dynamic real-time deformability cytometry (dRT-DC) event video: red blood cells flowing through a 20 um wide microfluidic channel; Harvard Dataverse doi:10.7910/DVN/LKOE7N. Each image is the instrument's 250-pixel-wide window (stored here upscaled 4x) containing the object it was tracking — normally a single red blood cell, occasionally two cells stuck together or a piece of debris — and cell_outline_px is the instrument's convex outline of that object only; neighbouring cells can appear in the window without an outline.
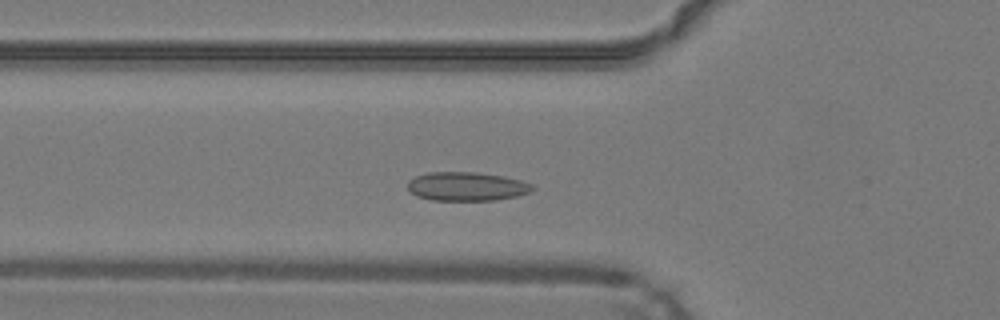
{"species": "common noctule bat (a hibernating species)", "species_latin": "Nyctalus noctula", "temperature_condition": "warm", "stored_images_in_passage": 42, "camera_frame_rate_fps": 3000, "um_per_image_px": 0.085, "animal": {"sex": "male", "body_mass_g": 19.2, "forearm_length_mm": 51.8}, "frame": {"image": 1, "passage_image": 10, "time_ms": 3.0, "image_size_px": [1000, 320], "cell_outline_px": [[536, 188], [528, 192], [516, 196], [496, 200], [432, 200], [416, 196], [408, 188], [408, 180], [416, 176], [428, 172], [476, 172], [504, 176], [520, 180], [532, 184]], "centroid_in_image_um": [39.66, 15.84], "position_along_channel_um": 86.1, "area_um2": 20.92}}
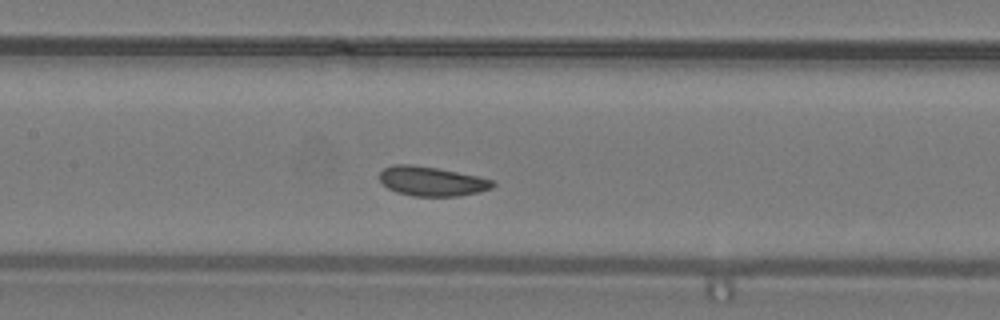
{"frame": {"image": 2, "passage_image": 16, "time_ms": 5.0, "image_size_px": [1000, 320], "cell_outline_px": [[496, 184], [492, 188], [480, 192], [456, 196], [412, 196], [396, 192], [388, 188], [380, 180], [380, 172], [384, 168], [392, 164], [412, 164], [436, 168], [480, 176], [496, 180]], "centroid_in_image_um": [36.74, 15.4], "position_along_channel_um": 170.7, "area_um2": 19.59}}
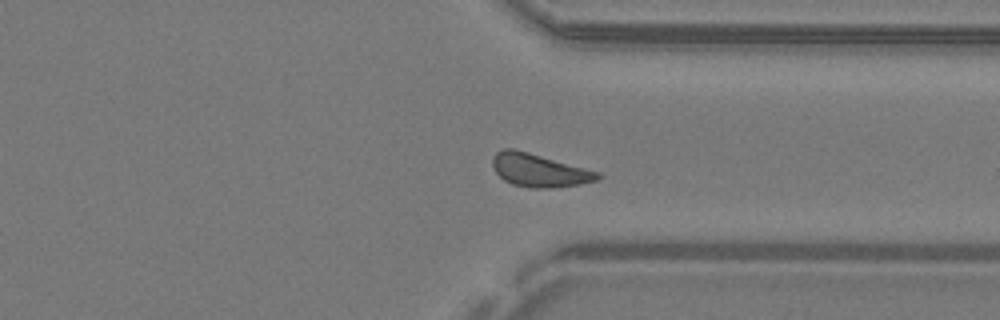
{"frame": {"image": 3, "passage_image": 30, "time_ms": 9.667, "image_size_px": [1000, 320], "cell_outline_px": [[604, 176], [600, 180], [580, 184], [552, 188], [532, 188], [512, 184], [504, 180], [496, 172], [492, 164], [492, 156], [496, 152], [504, 148], [512, 148], [528, 152], [600, 172]], "centroid_in_image_um": [45.86, 14.48], "position_along_channel_um": 365.5, "area_um2": 20.35}, "authors_computed_cell_mechanics": {"area_um2": 19.6231, "velocity_mm_per_s": 4.1817, "shape_relaxation_time_tau1_ms": 2.7923, "shape_relaxation_time_tau2_ms": 5.7277, "deformation_change_tau1": 0.0437, "deformation_change_tau2": 0.0884}}